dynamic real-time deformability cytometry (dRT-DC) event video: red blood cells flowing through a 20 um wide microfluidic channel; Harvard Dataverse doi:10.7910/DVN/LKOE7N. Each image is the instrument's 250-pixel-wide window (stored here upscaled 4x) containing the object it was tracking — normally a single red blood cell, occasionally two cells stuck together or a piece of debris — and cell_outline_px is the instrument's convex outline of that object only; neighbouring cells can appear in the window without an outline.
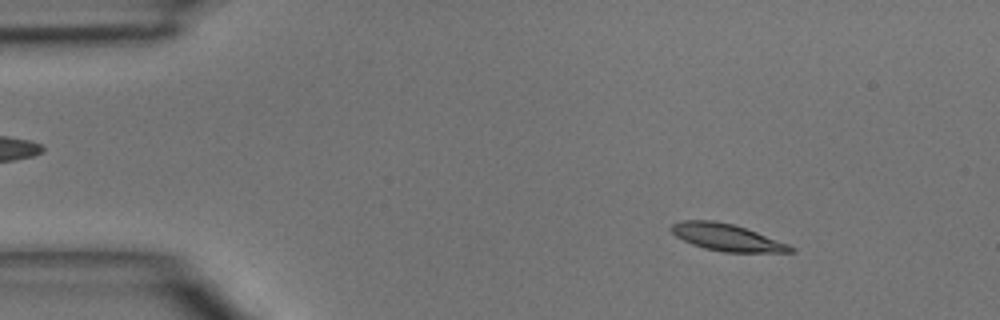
{"species": "common noctule bat (a hibernating species)", "species_latin": "Nyctalus noctula", "temperature_condition": "room temperature", "stored_images_in_passage": 47, "camera_frame_rate_fps": 3000, "um_per_image_px": 0.085, "animal": {"sex": "male", "body_mass_g": 15.6}, "frame": {"image": 1, "passage_image": 6, "time_ms": 1.667, "image_size_px": [1000, 320], "cell_outline_px": [[796, 252], [724, 252], [704, 248], [692, 244], [676, 236], [668, 228], [672, 224], [680, 220], [712, 220], [732, 224], [756, 232], [788, 244], [796, 248]], "centroid_in_image_um": [61.75, 20.18], "position_along_channel_um": 23.2, "area_um2": 18.61}}
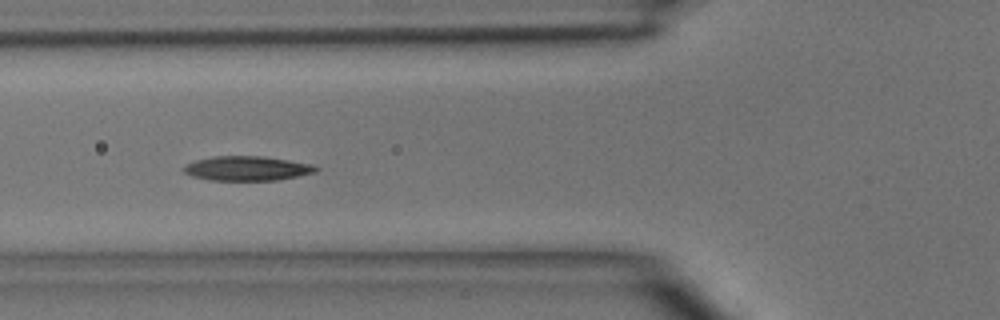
{"frame": {"image": 2, "passage_image": 17, "time_ms": 5.333, "image_size_px": [1000, 320], "cell_outline_px": [[320, 168], [316, 172], [276, 180], [208, 180], [192, 176], [184, 172], [184, 168], [188, 164], [196, 160], [212, 156], [264, 156], [316, 164]], "centroid_in_image_um": [21.06, 14.3], "position_along_channel_um": 104.7, "area_um2": 18.9}}
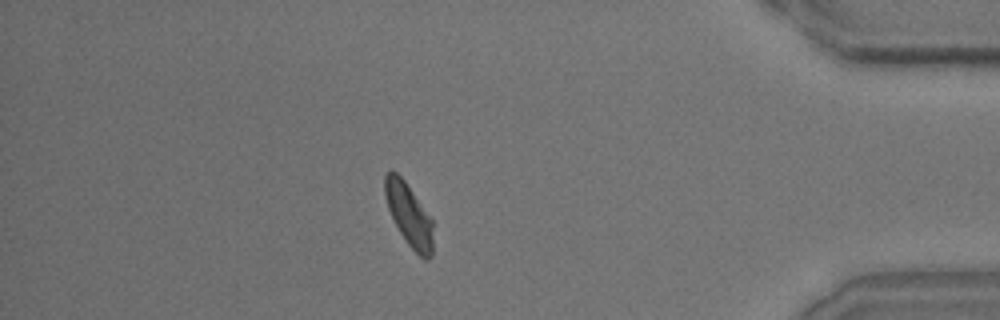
{"frame": {"image": 3, "passage_image": 41, "time_ms": 13.333, "image_size_px": [1000, 320], "cell_outline_px": [[432, 256], [428, 260], [424, 260], [408, 244], [400, 232], [388, 208], [384, 192], [384, 176], [392, 168], [404, 180], [432, 220]], "centroid_in_image_um": [34.75, 18.25], "position_along_channel_um": 400.5, "area_um2": 17.22}}